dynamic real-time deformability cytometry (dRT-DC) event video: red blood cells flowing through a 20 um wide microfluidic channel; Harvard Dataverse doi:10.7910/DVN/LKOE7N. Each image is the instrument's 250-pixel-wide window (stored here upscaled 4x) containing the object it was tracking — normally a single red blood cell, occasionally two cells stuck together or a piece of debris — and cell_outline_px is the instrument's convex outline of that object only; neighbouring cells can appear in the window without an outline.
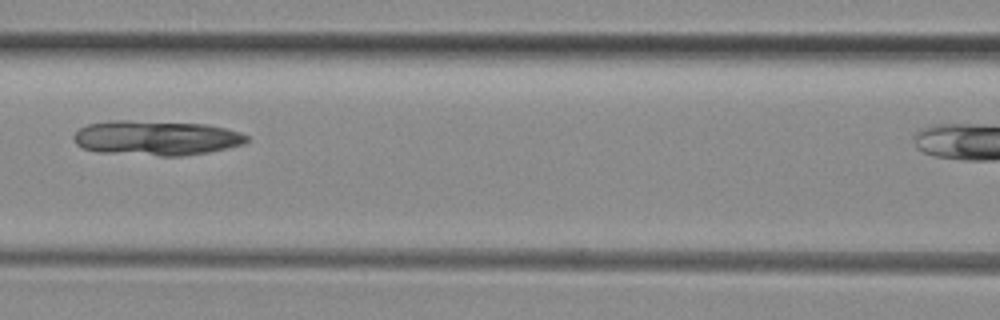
{"species": "common noctule bat (a hibernating species)", "species_latin": "Nyctalus noctula", "temperature_condition": "room temperature", "stored_images_in_passage": 5, "segment_of_instrument_passage": [1, 2], "camera_frame_rate_fps": 3000, "um_per_image_px": 0.085, "animal": {"sex": "female", "body_mass_g": 29.2, "forearm_length_mm": 56.3}, "frame": {"image": 1, "passage_image": 4, "time_ms": 4.333, "image_size_px": [1000, 320], "cell_outline_px": [[248, 140], [244, 144], [208, 152], [180, 156], [160, 156], [96, 152], [84, 148], [76, 144], [72, 136], [80, 128], [88, 124], [108, 120], [128, 120], [208, 124], [240, 132], [248, 136]], "centroid_in_image_um": [13.25, 11.72], "position_along_channel_um": 153.3, "area_um2": 35.26}}